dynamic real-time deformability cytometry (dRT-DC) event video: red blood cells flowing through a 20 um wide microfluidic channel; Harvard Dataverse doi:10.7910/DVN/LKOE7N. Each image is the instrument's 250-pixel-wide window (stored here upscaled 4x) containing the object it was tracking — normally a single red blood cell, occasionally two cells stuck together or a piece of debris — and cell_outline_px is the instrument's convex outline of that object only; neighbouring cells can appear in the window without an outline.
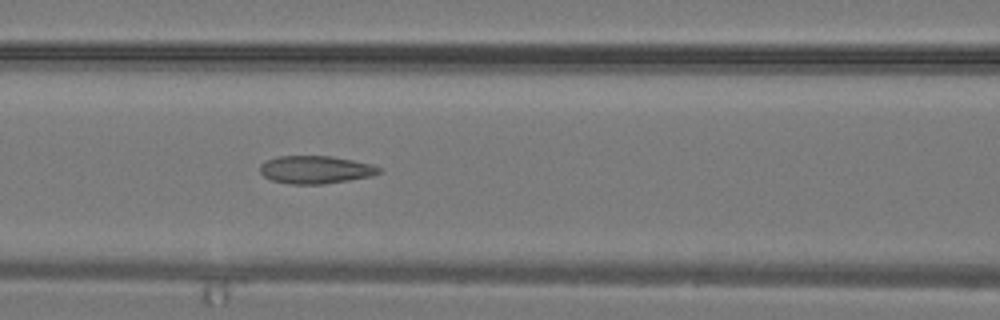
{"species": "common noctule bat (a hibernating species)", "species_latin": "Nyctalus noctula", "temperature_condition": "warm", "stored_images_in_passage": 16, "camera_frame_rate_fps": 3000, "um_per_image_px": 0.085, "animal": {"sex": "male", "body_mass_g": 19.2, "forearm_length_mm": 51.8}, "frame": {"image": 1, "passage_image": 14, "time_ms": 4.333, "image_size_px": [1000, 320], "cell_outline_px": [[384, 172], [372, 176], [324, 184], [292, 184], [272, 180], [264, 176], [260, 172], [260, 164], [268, 160], [280, 156], [332, 156], [372, 164], [380, 168]], "centroid_in_image_um": [26.86, 14.42], "position_along_channel_um": 139.7, "area_um2": 19.25}}
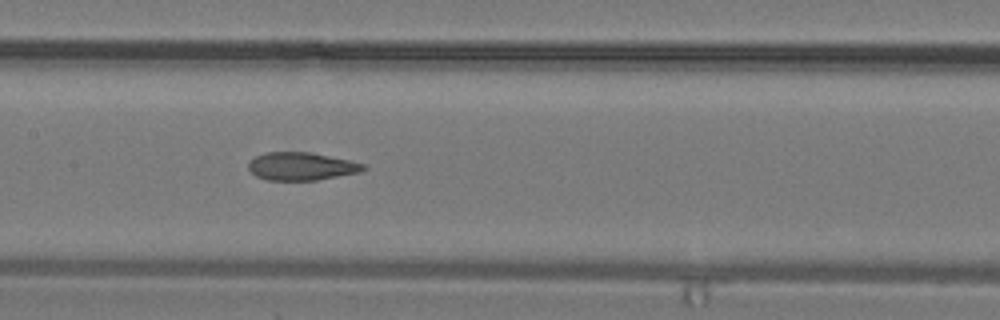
{"frame": {"image": 2, "passage_image": 16, "time_ms": 5.0, "image_size_px": [1000, 320], "cell_outline_px": [[368, 168], [360, 172], [316, 180], [268, 180], [256, 176], [248, 168], [248, 164], [256, 156], [268, 152], [312, 152], [348, 160], [364, 164]], "centroid_in_image_um": [25.63, 14.13], "position_along_channel_um": 181.8, "area_um2": 18.55}}